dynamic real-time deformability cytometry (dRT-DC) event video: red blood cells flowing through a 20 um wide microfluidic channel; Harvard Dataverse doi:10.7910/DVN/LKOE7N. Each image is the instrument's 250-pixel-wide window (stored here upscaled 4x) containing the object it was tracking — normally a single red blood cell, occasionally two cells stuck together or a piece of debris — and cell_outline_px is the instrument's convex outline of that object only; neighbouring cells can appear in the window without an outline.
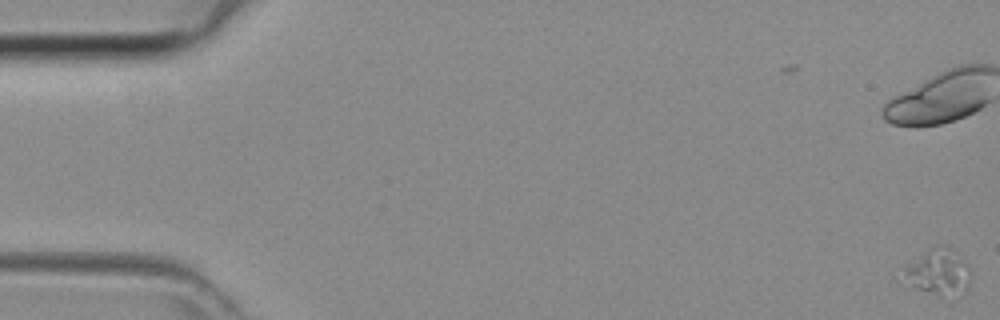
{"species": "common noctule bat (a hibernating species)", "species_latin": "Nyctalus noctula", "temperature_condition": "room temperature", "stored_images_in_passage": 4, "camera_frame_rate_fps": 3000, "um_per_image_px": 0.085, "animal": {"sex": "female", "body_mass_g": 29.2, "forearm_length_mm": 56.3}, "frame": {"image": 1, "passage_image": 4, "time_ms": 1.0, "image_size_px": [1000, 320], "cell_outline_px": [[972, 280], [968, 292], [964, 296], [940, 296], [916, 288], [896, 280], [892, 276], [904, 264], [928, 248], [936, 244], [948, 244], [968, 264], [972, 276]], "centroid_in_image_um": [79.66, 23.13], "position_along_channel_um": 5.3, "area_um2": 20.11}}